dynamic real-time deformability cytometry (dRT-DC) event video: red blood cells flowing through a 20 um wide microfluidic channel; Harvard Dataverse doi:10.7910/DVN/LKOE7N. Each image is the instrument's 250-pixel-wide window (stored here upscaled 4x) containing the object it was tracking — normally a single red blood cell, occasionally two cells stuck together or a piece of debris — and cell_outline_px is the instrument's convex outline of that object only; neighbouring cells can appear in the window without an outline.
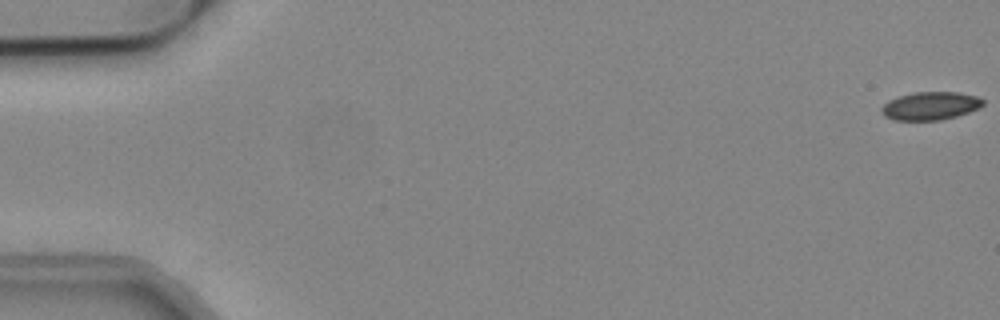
{"species": "common noctule bat (a hibernating species)", "species_latin": "Nyctalus noctula", "temperature_condition": "cold", "stored_images_in_passage": 55, "camera_frame_rate_fps": 3000, "um_per_image_px": 0.085, "animal": {"sex": "male", "body_mass_g": 19.2, "forearm_length_mm": 51.8}, "frame": {"image": 1, "passage_image": 1, "time_ms": 0.0, "image_size_px": [1000, 320], "cell_outline_px": [[984, 104], [980, 108], [956, 116], [940, 120], [892, 120], [884, 116], [880, 112], [880, 108], [888, 100], [900, 96], [916, 92], [960, 92], [976, 96], [984, 100]], "centroid_in_image_um": [79.07, 9.0], "position_along_channel_um": 5.9, "area_um2": 16.7}}
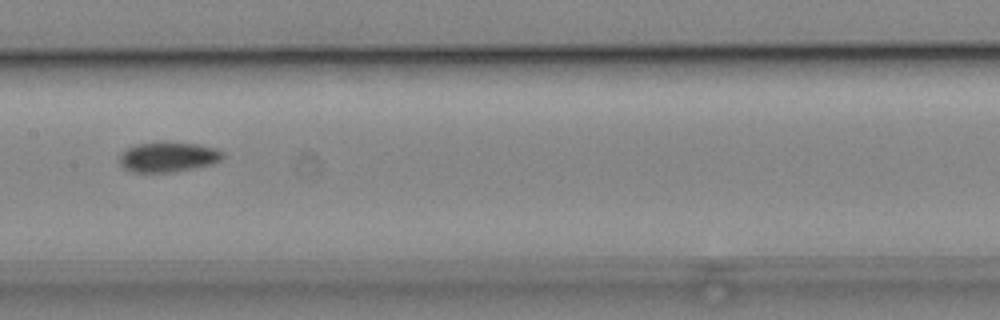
{"frame": {"image": 2, "passage_image": 28, "time_ms": 9.0, "image_size_px": [1000, 320], "cell_outline_px": [[224, 156], [220, 160], [212, 164], [172, 172], [132, 172], [124, 168], [120, 164], [120, 152], [136, 144], [164, 140], [200, 144], [216, 148], [224, 152]], "centroid_in_image_um": [14.29, 13.31], "position_along_channel_um": 193.1, "area_um2": 18.5}}
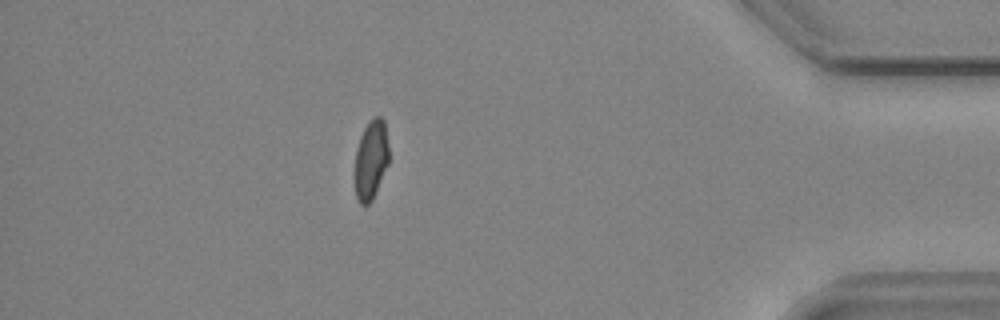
{"frame": {"image": 3, "passage_image": 48, "time_ms": 15.667, "image_size_px": [1000, 320], "cell_outline_px": [[388, 164], [372, 200], [368, 204], [360, 204], [356, 200], [352, 176], [356, 148], [360, 136], [368, 120], [372, 116], [380, 116], [384, 120], [388, 144]], "centroid_in_image_um": [31.47, 13.59], "position_along_channel_um": 403.7, "area_um2": 16.42}, "authors_computed_cell_mechanics": {"area_um2": 17.3978, "velocity_mm_per_s": 3.8341, "shape_relaxation_time_tau1_ms": 5.1427, "shape_relaxation_time_tau2_ms": 5.0666, "deformation_change_tau1": 0.1193, "deformation_change_tau2": 0.0822}}